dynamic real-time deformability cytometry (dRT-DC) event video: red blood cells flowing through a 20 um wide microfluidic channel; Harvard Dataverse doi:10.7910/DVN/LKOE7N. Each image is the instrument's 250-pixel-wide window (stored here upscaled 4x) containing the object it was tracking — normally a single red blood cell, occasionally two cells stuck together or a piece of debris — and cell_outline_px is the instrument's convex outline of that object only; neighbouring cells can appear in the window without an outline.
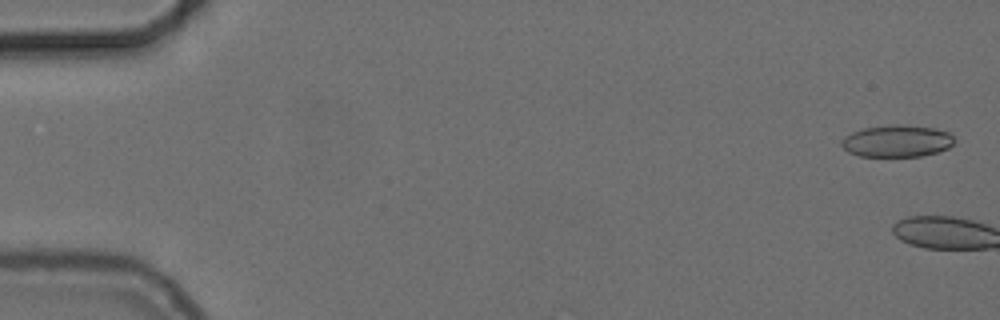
{"species": "common noctule bat (a hibernating species)", "species_latin": "Nyctalus noctula", "temperature_condition": "cold", "stored_images_in_passage": 4, "camera_frame_rate_fps": 3000, "um_per_image_px": 0.085, "animal": {"sex": "female", "body_mass_g": 24.6, "forearm_length_mm": 56.2}, "frame": {"image": 1, "passage_image": 2, "time_ms": 0.333, "image_size_px": [1000, 320], "cell_outline_px": [[956, 140], [948, 148], [936, 152], [920, 156], [860, 156], [848, 152], [840, 144], [840, 140], [844, 136], [852, 132], [864, 128], [896, 124], [932, 128], [948, 132]], "centroid_in_image_um": [76.21, 11.99], "position_along_channel_um": 8.8, "area_um2": 20.87}}